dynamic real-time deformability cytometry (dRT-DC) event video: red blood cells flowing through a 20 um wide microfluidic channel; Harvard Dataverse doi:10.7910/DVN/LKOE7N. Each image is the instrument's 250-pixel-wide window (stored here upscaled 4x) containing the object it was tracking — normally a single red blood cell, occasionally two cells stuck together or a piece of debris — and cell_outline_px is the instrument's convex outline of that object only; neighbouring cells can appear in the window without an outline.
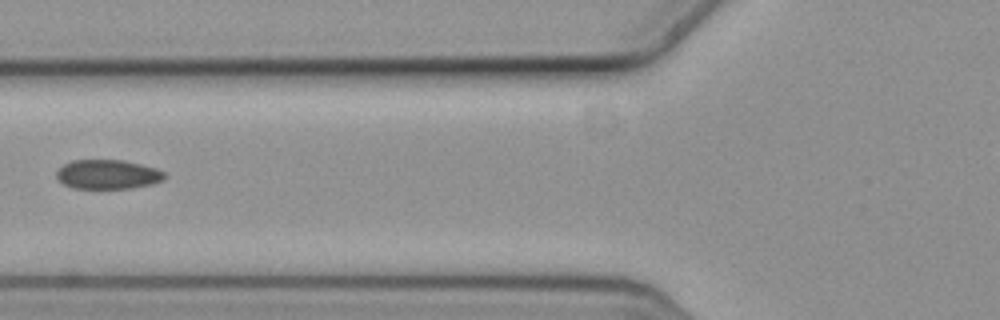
{"species": "common noctule bat (a hibernating species)", "species_latin": "Nyctalus noctula", "temperature_condition": "cold", "stored_images_in_passage": 4, "camera_frame_rate_fps": 3000, "um_per_image_px": 0.085, "animal": {"sex": "female", "body_mass_g": 19.3, "forearm_length_mm": 54.1}, "frame": {"image": 1, "passage_image": 4, "time_ms": 1.0, "image_size_px": [1000, 320], "cell_outline_px": [[164, 180], [152, 184], [132, 188], [72, 188], [64, 184], [56, 176], [56, 172], [64, 164], [72, 160], [124, 160], [156, 168], [164, 172]], "centroid_in_image_um": [9.16, 14.82], "position_along_channel_um": 116.6, "area_um2": 18.38}}